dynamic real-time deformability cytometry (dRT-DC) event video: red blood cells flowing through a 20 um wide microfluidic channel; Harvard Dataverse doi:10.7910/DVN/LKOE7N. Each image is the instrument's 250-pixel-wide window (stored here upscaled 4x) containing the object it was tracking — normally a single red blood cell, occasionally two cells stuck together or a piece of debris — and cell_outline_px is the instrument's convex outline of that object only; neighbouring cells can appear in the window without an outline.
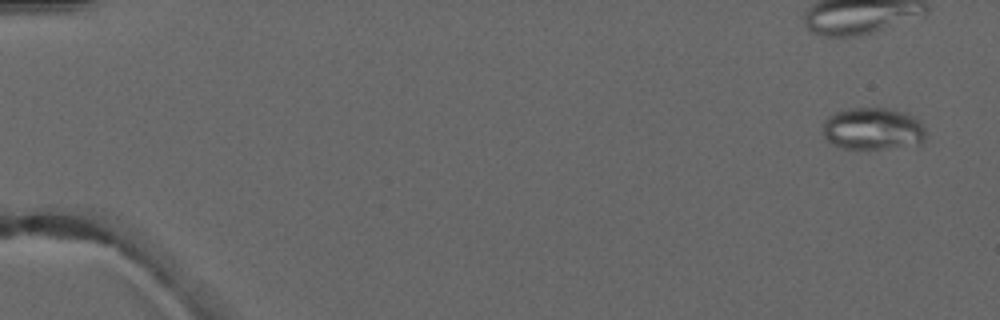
{"species": "common noctule bat (a hibernating species)", "species_latin": "Nyctalus noctula", "temperature_condition": "warm", "stored_images_in_passage": 5, "camera_frame_rate_fps": 3000, "um_per_image_px": 0.085, "animal": {"sex": "male", "forearm_length_mm": 52.5}, "frame": {"image": 1, "passage_image": 1, "time_ms": 0.0, "image_size_px": [1000, 320], "cell_outline_px": [[928, 132], [924, 140], [920, 144], [880, 148], [844, 148], [828, 140], [824, 136], [824, 120], [828, 116], [836, 112], [848, 108], [884, 108], [908, 112]], "centroid_in_image_um": [74.22, 10.92], "position_along_channel_um": 10.8, "area_um2": 25.03}}